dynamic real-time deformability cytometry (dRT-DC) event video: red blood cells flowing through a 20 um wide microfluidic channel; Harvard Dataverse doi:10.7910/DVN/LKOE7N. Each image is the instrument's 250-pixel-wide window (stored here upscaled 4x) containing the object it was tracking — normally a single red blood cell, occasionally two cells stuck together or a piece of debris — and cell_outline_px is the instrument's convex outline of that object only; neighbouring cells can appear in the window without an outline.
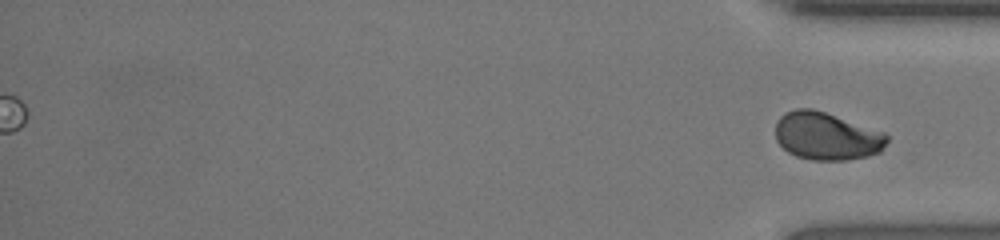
{"species": "human", "species_latin": "Homo sapiens", "temperature_condition": "room temperature", "stored_images_in_passage": 54, "camera_frame_rate_fps": 3000, "um_per_image_px": 0.085, "donor": {"sex": "female"}, "frame": {"image": 1, "passage_image": 54, "time_ms": 17.667, "image_size_px": [1000, 240], "cell_outline_px": [[888, 140], [880, 152], [868, 156], [844, 160], [812, 160], [796, 156], [788, 152], [776, 140], [776, 120], [784, 112], [796, 108], [812, 108], [884, 132], [888, 136]], "centroid_in_image_um": [70.24, 11.57], "position_along_channel_um": 365.0, "area_um2": 30.98}}